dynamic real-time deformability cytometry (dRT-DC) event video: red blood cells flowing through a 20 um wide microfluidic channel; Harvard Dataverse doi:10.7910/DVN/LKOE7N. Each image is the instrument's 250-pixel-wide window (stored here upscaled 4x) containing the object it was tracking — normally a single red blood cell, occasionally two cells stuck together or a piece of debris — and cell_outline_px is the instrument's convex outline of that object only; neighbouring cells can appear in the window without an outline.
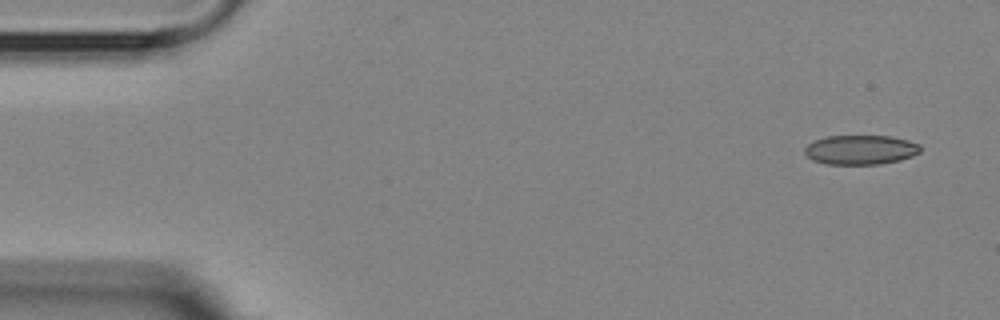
{"species": "Egyptian fruit bat (a non-hibernating species)", "species_latin": "Rousettus aegyptiacus", "temperature_condition": "room temperature", "stored_images_in_passage": 4, "camera_frame_rate_fps": 3000, "um_per_image_px": 0.085, "animal": {"sex": "female"}, "frame": {"image": 1, "passage_image": 1, "time_ms": 0.0, "image_size_px": [1000, 320], "cell_outline_px": [[920, 152], [912, 156], [900, 160], [880, 164], [828, 164], [812, 160], [804, 152], [804, 148], [808, 144], [816, 140], [828, 136], [892, 136], [908, 140], [920, 144]], "centroid_in_image_um": [73.17, 12.73], "position_along_channel_um": 11.8, "area_um2": 19.83}}